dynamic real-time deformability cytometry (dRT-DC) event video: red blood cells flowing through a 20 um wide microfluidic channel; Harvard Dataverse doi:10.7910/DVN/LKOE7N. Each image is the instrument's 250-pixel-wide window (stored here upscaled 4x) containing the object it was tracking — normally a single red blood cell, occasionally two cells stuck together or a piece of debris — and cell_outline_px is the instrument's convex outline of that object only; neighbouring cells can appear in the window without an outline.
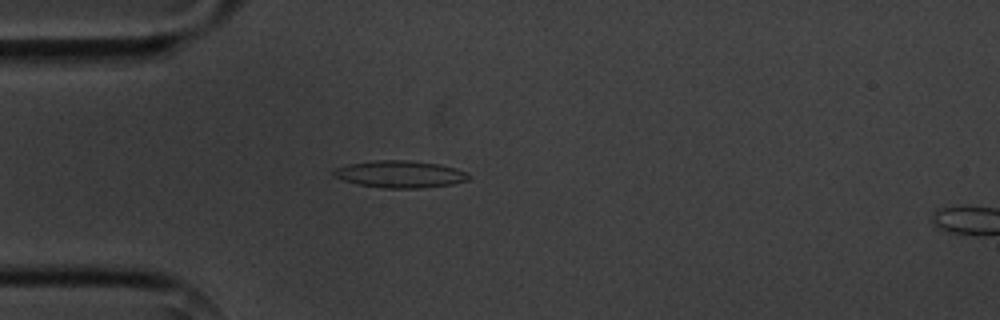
{"species": "common noctule bat (a hibernating species)", "species_latin": "Nyctalus noctula", "temperature_condition": "cold", "stored_images_in_passage": 6, "camera_frame_rate_fps": 3000, "um_per_image_px": 0.085, "animal": {"sex": "male", "body_mass_g": 20.1, "forearm_length_mm": 53.5}, "frame": {"image": 1, "passage_image": 5, "time_ms": 4.667, "image_size_px": [1000, 320], "cell_outline_px": [[472, 176], [468, 180], [452, 184], [420, 188], [384, 188], [360, 184], [344, 180], [332, 176], [332, 172], [336, 168], [348, 164], [376, 160], [404, 160], [440, 164], [456, 168], [468, 172]], "centroid_in_image_um": [34.04, 14.8], "position_along_channel_um": 51.0, "area_um2": 21.27}}